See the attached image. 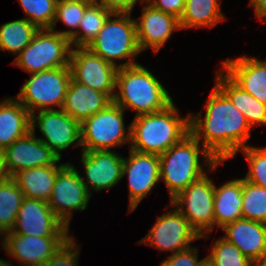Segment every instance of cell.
Listing matches in <instances>:
<instances>
[{
	"instance_id": "cell-1",
	"label": "cell",
	"mask_w": 266,
	"mask_h": 266,
	"mask_svg": "<svg viewBox=\"0 0 266 266\" xmlns=\"http://www.w3.org/2000/svg\"><path fill=\"white\" fill-rule=\"evenodd\" d=\"M190 116V133L200 141L218 161L233 158L251 136L244 115L215 85L206 104L205 118L199 113ZM201 134H203L201 136Z\"/></svg>"
},
{
	"instance_id": "cell-2",
	"label": "cell",
	"mask_w": 266,
	"mask_h": 266,
	"mask_svg": "<svg viewBox=\"0 0 266 266\" xmlns=\"http://www.w3.org/2000/svg\"><path fill=\"white\" fill-rule=\"evenodd\" d=\"M174 102L165 109L135 116L131 125L130 149L163 154L190 133V116L180 118Z\"/></svg>"
},
{
	"instance_id": "cell-3",
	"label": "cell",
	"mask_w": 266,
	"mask_h": 266,
	"mask_svg": "<svg viewBox=\"0 0 266 266\" xmlns=\"http://www.w3.org/2000/svg\"><path fill=\"white\" fill-rule=\"evenodd\" d=\"M116 88L119 91L113 101L124 110L137 111L136 116L161 111L173 102L160 81L141 64L119 68Z\"/></svg>"
},
{
	"instance_id": "cell-4",
	"label": "cell",
	"mask_w": 266,
	"mask_h": 266,
	"mask_svg": "<svg viewBox=\"0 0 266 266\" xmlns=\"http://www.w3.org/2000/svg\"><path fill=\"white\" fill-rule=\"evenodd\" d=\"M202 148L199 149V141L189 133L159 155L160 179L166 183L170 199L206 174L199 162L200 152L204 154L205 163L210 169H216L221 163L205 147Z\"/></svg>"
},
{
	"instance_id": "cell-5",
	"label": "cell",
	"mask_w": 266,
	"mask_h": 266,
	"mask_svg": "<svg viewBox=\"0 0 266 266\" xmlns=\"http://www.w3.org/2000/svg\"><path fill=\"white\" fill-rule=\"evenodd\" d=\"M130 15L131 13H113L107 18L97 37L87 47L118 69L138 64L132 58L141 53L137 41L136 22ZM112 16L117 18H110ZM126 58L132 60L116 64L115 60Z\"/></svg>"
},
{
	"instance_id": "cell-6",
	"label": "cell",
	"mask_w": 266,
	"mask_h": 266,
	"mask_svg": "<svg viewBox=\"0 0 266 266\" xmlns=\"http://www.w3.org/2000/svg\"><path fill=\"white\" fill-rule=\"evenodd\" d=\"M72 48L69 38L51 28H42L13 63L30 74L70 66Z\"/></svg>"
},
{
	"instance_id": "cell-7",
	"label": "cell",
	"mask_w": 266,
	"mask_h": 266,
	"mask_svg": "<svg viewBox=\"0 0 266 266\" xmlns=\"http://www.w3.org/2000/svg\"><path fill=\"white\" fill-rule=\"evenodd\" d=\"M72 79L70 66L53 68L31 74L22 86L16 99L32 114L35 109L54 110L62 108Z\"/></svg>"
},
{
	"instance_id": "cell-8",
	"label": "cell",
	"mask_w": 266,
	"mask_h": 266,
	"mask_svg": "<svg viewBox=\"0 0 266 266\" xmlns=\"http://www.w3.org/2000/svg\"><path fill=\"white\" fill-rule=\"evenodd\" d=\"M123 111L113 101L105 109L83 120L80 123L82 151H110L126 141L131 142V125L126 132Z\"/></svg>"
},
{
	"instance_id": "cell-9",
	"label": "cell",
	"mask_w": 266,
	"mask_h": 266,
	"mask_svg": "<svg viewBox=\"0 0 266 266\" xmlns=\"http://www.w3.org/2000/svg\"><path fill=\"white\" fill-rule=\"evenodd\" d=\"M201 238L214 229V184L205 174L171 199Z\"/></svg>"
},
{
	"instance_id": "cell-10",
	"label": "cell",
	"mask_w": 266,
	"mask_h": 266,
	"mask_svg": "<svg viewBox=\"0 0 266 266\" xmlns=\"http://www.w3.org/2000/svg\"><path fill=\"white\" fill-rule=\"evenodd\" d=\"M91 193L88 192L82 177L70 163L57 173L48 204L55 215L69 228L70 210H85Z\"/></svg>"
},
{
	"instance_id": "cell-11",
	"label": "cell",
	"mask_w": 266,
	"mask_h": 266,
	"mask_svg": "<svg viewBox=\"0 0 266 266\" xmlns=\"http://www.w3.org/2000/svg\"><path fill=\"white\" fill-rule=\"evenodd\" d=\"M70 68L72 78L85 86L107 94L112 100L115 97L116 73L118 68L105 61L88 48H77L71 51Z\"/></svg>"
},
{
	"instance_id": "cell-12",
	"label": "cell",
	"mask_w": 266,
	"mask_h": 266,
	"mask_svg": "<svg viewBox=\"0 0 266 266\" xmlns=\"http://www.w3.org/2000/svg\"><path fill=\"white\" fill-rule=\"evenodd\" d=\"M171 211L158 217L150 232L139 242L175 254L187 250L191 247L189 243L201 238L177 209Z\"/></svg>"
},
{
	"instance_id": "cell-13",
	"label": "cell",
	"mask_w": 266,
	"mask_h": 266,
	"mask_svg": "<svg viewBox=\"0 0 266 266\" xmlns=\"http://www.w3.org/2000/svg\"><path fill=\"white\" fill-rule=\"evenodd\" d=\"M35 122L45 137V139H38L52 149L59 158L62 157L60 152L70 145L75 143V147L82 146L80 122L62 109L39 110L38 115L33 112L31 114V128H35Z\"/></svg>"
},
{
	"instance_id": "cell-14",
	"label": "cell",
	"mask_w": 266,
	"mask_h": 266,
	"mask_svg": "<svg viewBox=\"0 0 266 266\" xmlns=\"http://www.w3.org/2000/svg\"><path fill=\"white\" fill-rule=\"evenodd\" d=\"M11 232L36 237H69V228L55 215L47 201L26 197Z\"/></svg>"
},
{
	"instance_id": "cell-15",
	"label": "cell",
	"mask_w": 266,
	"mask_h": 266,
	"mask_svg": "<svg viewBox=\"0 0 266 266\" xmlns=\"http://www.w3.org/2000/svg\"><path fill=\"white\" fill-rule=\"evenodd\" d=\"M126 174L129 181V210L132 212L160 180L159 155L130 149V157L124 158L123 163L122 176Z\"/></svg>"
},
{
	"instance_id": "cell-16",
	"label": "cell",
	"mask_w": 266,
	"mask_h": 266,
	"mask_svg": "<svg viewBox=\"0 0 266 266\" xmlns=\"http://www.w3.org/2000/svg\"><path fill=\"white\" fill-rule=\"evenodd\" d=\"M61 158L35 136V128L6 147L8 177L25 169L55 165Z\"/></svg>"
},
{
	"instance_id": "cell-17",
	"label": "cell",
	"mask_w": 266,
	"mask_h": 266,
	"mask_svg": "<svg viewBox=\"0 0 266 266\" xmlns=\"http://www.w3.org/2000/svg\"><path fill=\"white\" fill-rule=\"evenodd\" d=\"M3 249L23 266H35L48 261L69 237H36L5 233ZM23 263V264H22Z\"/></svg>"
},
{
	"instance_id": "cell-18",
	"label": "cell",
	"mask_w": 266,
	"mask_h": 266,
	"mask_svg": "<svg viewBox=\"0 0 266 266\" xmlns=\"http://www.w3.org/2000/svg\"><path fill=\"white\" fill-rule=\"evenodd\" d=\"M81 163L87 182L82 179L89 193L90 186L95 191L109 189L123 178L124 158L111 150L82 151Z\"/></svg>"
},
{
	"instance_id": "cell-19",
	"label": "cell",
	"mask_w": 266,
	"mask_h": 266,
	"mask_svg": "<svg viewBox=\"0 0 266 266\" xmlns=\"http://www.w3.org/2000/svg\"><path fill=\"white\" fill-rule=\"evenodd\" d=\"M137 41L141 52L152 48L156 53L169 39L173 30H179V19L150 4L143 7L140 20H135Z\"/></svg>"
},
{
	"instance_id": "cell-20",
	"label": "cell",
	"mask_w": 266,
	"mask_h": 266,
	"mask_svg": "<svg viewBox=\"0 0 266 266\" xmlns=\"http://www.w3.org/2000/svg\"><path fill=\"white\" fill-rule=\"evenodd\" d=\"M223 71L244 91L266 105V61L241 56L223 61Z\"/></svg>"
},
{
	"instance_id": "cell-21",
	"label": "cell",
	"mask_w": 266,
	"mask_h": 266,
	"mask_svg": "<svg viewBox=\"0 0 266 266\" xmlns=\"http://www.w3.org/2000/svg\"><path fill=\"white\" fill-rule=\"evenodd\" d=\"M227 241L235 245L248 259L266 257V223L239 219L223 228Z\"/></svg>"
},
{
	"instance_id": "cell-22",
	"label": "cell",
	"mask_w": 266,
	"mask_h": 266,
	"mask_svg": "<svg viewBox=\"0 0 266 266\" xmlns=\"http://www.w3.org/2000/svg\"><path fill=\"white\" fill-rule=\"evenodd\" d=\"M112 102L107 94L82 85L72 78L61 109L81 123Z\"/></svg>"
},
{
	"instance_id": "cell-23",
	"label": "cell",
	"mask_w": 266,
	"mask_h": 266,
	"mask_svg": "<svg viewBox=\"0 0 266 266\" xmlns=\"http://www.w3.org/2000/svg\"><path fill=\"white\" fill-rule=\"evenodd\" d=\"M66 164L46 165L18 171L11 178L26 198L49 201L57 173Z\"/></svg>"
},
{
	"instance_id": "cell-24",
	"label": "cell",
	"mask_w": 266,
	"mask_h": 266,
	"mask_svg": "<svg viewBox=\"0 0 266 266\" xmlns=\"http://www.w3.org/2000/svg\"><path fill=\"white\" fill-rule=\"evenodd\" d=\"M218 71L215 85L230 99L234 106L244 115L250 127L255 124L266 125V105L244 91L226 73Z\"/></svg>"
},
{
	"instance_id": "cell-25",
	"label": "cell",
	"mask_w": 266,
	"mask_h": 266,
	"mask_svg": "<svg viewBox=\"0 0 266 266\" xmlns=\"http://www.w3.org/2000/svg\"><path fill=\"white\" fill-rule=\"evenodd\" d=\"M31 131V113L16 99L0 101V145L10 146Z\"/></svg>"
},
{
	"instance_id": "cell-26",
	"label": "cell",
	"mask_w": 266,
	"mask_h": 266,
	"mask_svg": "<svg viewBox=\"0 0 266 266\" xmlns=\"http://www.w3.org/2000/svg\"><path fill=\"white\" fill-rule=\"evenodd\" d=\"M242 179L228 181L221 187L214 186V226L242 219Z\"/></svg>"
},
{
	"instance_id": "cell-27",
	"label": "cell",
	"mask_w": 266,
	"mask_h": 266,
	"mask_svg": "<svg viewBox=\"0 0 266 266\" xmlns=\"http://www.w3.org/2000/svg\"><path fill=\"white\" fill-rule=\"evenodd\" d=\"M112 14L102 5L91 3L85 9L84 16L80 20L78 29L81 30L60 31L58 33L69 38L71 45L77 46V48H87L103 28L107 18ZM81 32L82 34H80Z\"/></svg>"
},
{
	"instance_id": "cell-28",
	"label": "cell",
	"mask_w": 266,
	"mask_h": 266,
	"mask_svg": "<svg viewBox=\"0 0 266 266\" xmlns=\"http://www.w3.org/2000/svg\"><path fill=\"white\" fill-rule=\"evenodd\" d=\"M218 0H185L184 12L179 22L181 29L213 27L224 20Z\"/></svg>"
},
{
	"instance_id": "cell-29",
	"label": "cell",
	"mask_w": 266,
	"mask_h": 266,
	"mask_svg": "<svg viewBox=\"0 0 266 266\" xmlns=\"http://www.w3.org/2000/svg\"><path fill=\"white\" fill-rule=\"evenodd\" d=\"M25 196L15 181L8 177L0 180V230L11 232Z\"/></svg>"
},
{
	"instance_id": "cell-30",
	"label": "cell",
	"mask_w": 266,
	"mask_h": 266,
	"mask_svg": "<svg viewBox=\"0 0 266 266\" xmlns=\"http://www.w3.org/2000/svg\"><path fill=\"white\" fill-rule=\"evenodd\" d=\"M38 30L36 25L25 18L3 24L0 27V49L18 55Z\"/></svg>"
},
{
	"instance_id": "cell-31",
	"label": "cell",
	"mask_w": 266,
	"mask_h": 266,
	"mask_svg": "<svg viewBox=\"0 0 266 266\" xmlns=\"http://www.w3.org/2000/svg\"><path fill=\"white\" fill-rule=\"evenodd\" d=\"M243 219L266 223V188L242 178Z\"/></svg>"
},
{
	"instance_id": "cell-32",
	"label": "cell",
	"mask_w": 266,
	"mask_h": 266,
	"mask_svg": "<svg viewBox=\"0 0 266 266\" xmlns=\"http://www.w3.org/2000/svg\"><path fill=\"white\" fill-rule=\"evenodd\" d=\"M58 0H19L29 22L39 29L52 28Z\"/></svg>"
},
{
	"instance_id": "cell-33",
	"label": "cell",
	"mask_w": 266,
	"mask_h": 266,
	"mask_svg": "<svg viewBox=\"0 0 266 266\" xmlns=\"http://www.w3.org/2000/svg\"><path fill=\"white\" fill-rule=\"evenodd\" d=\"M206 258L212 266H251V260L224 238L214 242L211 253Z\"/></svg>"
},
{
	"instance_id": "cell-34",
	"label": "cell",
	"mask_w": 266,
	"mask_h": 266,
	"mask_svg": "<svg viewBox=\"0 0 266 266\" xmlns=\"http://www.w3.org/2000/svg\"><path fill=\"white\" fill-rule=\"evenodd\" d=\"M90 4V2L85 0H58L56 4V16L51 29L54 30V26L59 20L69 28L78 29L85 9Z\"/></svg>"
},
{
	"instance_id": "cell-35",
	"label": "cell",
	"mask_w": 266,
	"mask_h": 266,
	"mask_svg": "<svg viewBox=\"0 0 266 266\" xmlns=\"http://www.w3.org/2000/svg\"><path fill=\"white\" fill-rule=\"evenodd\" d=\"M240 150L243 151L250 165L244 179L252 184L266 188V148H256L248 145Z\"/></svg>"
},
{
	"instance_id": "cell-36",
	"label": "cell",
	"mask_w": 266,
	"mask_h": 266,
	"mask_svg": "<svg viewBox=\"0 0 266 266\" xmlns=\"http://www.w3.org/2000/svg\"><path fill=\"white\" fill-rule=\"evenodd\" d=\"M74 238L69 237L55 254L46 262L35 266H78V254Z\"/></svg>"
},
{
	"instance_id": "cell-37",
	"label": "cell",
	"mask_w": 266,
	"mask_h": 266,
	"mask_svg": "<svg viewBox=\"0 0 266 266\" xmlns=\"http://www.w3.org/2000/svg\"><path fill=\"white\" fill-rule=\"evenodd\" d=\"M197 252L198 249L190 247L187 250L173 253L169 258L163 260L160 266H202L207 258L199 261Z\"/></svg>"
},
{
	"instance_id": "cell-38",
	"label": "cell",
	"mask_w": 266,
	"mask_h": 266,
	"mask_svg": "<svg viewBox=\"0 0 266 266\" xmlns=\"http://www.w3.org/2000/svg\"><path fill=\"white\" fill-rule=\"evenodd\" d=\"M145 2L147 4L150 3L153 8L161 10L178 19H180L185 8V0H145Z\"/></svg>"
},
{
	"instance_id": "cell-39",
	"label": "cell",
	"mask_w": 266,
	"mask_h": 266,
	"mask_svg": "<svg viewBox=\"0 0 266 266\" xmlns=\"http://www.w3.org/2000/svg\"><path fill=\"white\" fill-rule=\"evenodd\" d=\"M138 0H100L98 4L112 13H131ZM142 3L145 0H139Z\"/></svg>"
},
{
	"instance_id": "cell-40",
	"label": "cell",
	"mask_w": 266,
	"mask_h": 266,
	"mask_svg": "<svg viewBox=\"0 0 266 266\" xmlns=\"http://www.w3.org/2000/svg\"><path fill=\"white\" fill-rule=\"evenodd\" d=\"M249 4L255 9V17H266V0H251Z\"/></svg>"
},
{
	"instance_id": "cell-41",
	"label": "cell",
	"mask_w": 266,
	"mask_h": 266,
	"mask_svg": "<svg viewBox=\"0 0 266 266\" xmlns=\"http://www.w3.org/2000/svg\"><path fill=\"white\" fill-rule=\"evenodd\" d=\"M8 178L6 169V147L0 145V180Z\"/></svg>"
},
{
	"instance_id": "cell-42",
	"label": "cell",
	"mask_w": 266,
	"mask_h": 266,
	"mask_svg": "<svg viewBox=\"0 0 266 266\" xmlns=\"http://www.w3.org/2000/svg\"><path fill=\"white\" fill-rule=\"evenodd\" d=\"M251 266H266V257L252 260Z\"/></svg>"
},
{
	"instance_id": "cell-43",
	"label": "cell",
	"mask_w": 266,
	"mask_h": 266,
	"mask_svg": "<svg viewBox=\"0 0 266 266\" xmlns=\"http://www.w3.org/2000/svg\"><path fill=\"white\" fill-rule=\"evenodd\" d=\"M0 266H12V264L8 261L1 259L0 260Z\"/></svg>"
},
{
	"instance_id": "cell-44",
	"label": "cell",
	"mask_w": 266,
	"mask_h": 266,
	"mask_svg": "<svg viewBox=\"0 0 266 266\" xmlns=\"http://www.w3.org/2000/svg\"><path fill=\"white\" fill-rule=\"evenodd\" d=\"M202 266H212V265H211V263H210L208 260H206V261L202 264Z\"/></svg>"
},
{
	"instance_id": "cell-45",
	"label": "cell",
	"mask_w": 266,
	"mask_h": 266,
	"mask_svg": "<svg viewBox=\"0 0 266 266\" xmlns=\"http://www.w3.org/2000/svg\"><path fill=\"white\" fill-rule=\"evenodd\" d=\"M85 1L90 2V3H98V2H100V0L99 1L98 0H85Z\"/></svg>"
},
{
	"instance_id": "cell-46",
	"label": "cell",
	"mask_w": 266,
	"mask_h": 266,
	"mask_svg": "<svg viewBox=\"0 0 266 266\" xmlns=\"http://www.w3.org/2000/svg\"><path fill=\"white\" fill-rule=\"evenodd\" d=\"M3 234H5V233H4L3 231L0 230V236L3 235Z\"/></svg>"
}]
</instances>
